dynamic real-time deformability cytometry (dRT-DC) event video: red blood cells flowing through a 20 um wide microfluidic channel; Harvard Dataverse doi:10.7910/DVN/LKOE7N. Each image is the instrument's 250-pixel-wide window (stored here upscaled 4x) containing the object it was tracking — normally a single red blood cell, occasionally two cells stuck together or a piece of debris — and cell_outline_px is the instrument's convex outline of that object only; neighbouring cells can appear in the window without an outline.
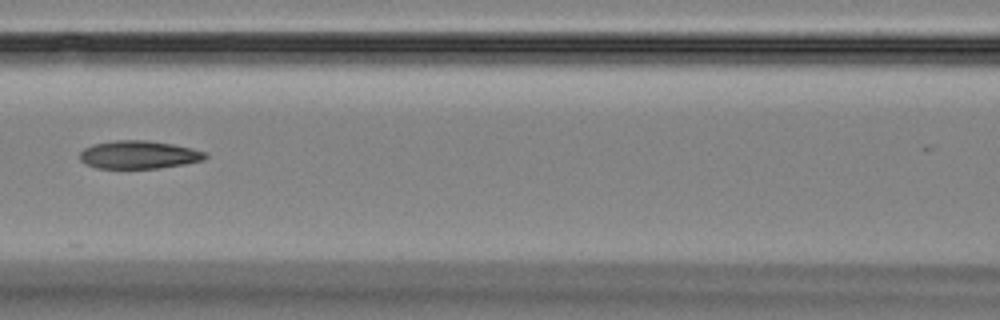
{"species": "Egyptian fruit bat (a non-hibernating species)", "species_latin": "Rousettus aegyptiacus", "temperature_condition": "room temperature", "stored_images_in_passage": 15, "camera_frame_rate_fps": 3000, "um_per_image_px": 0.085, "animal": {"sex": "female"}, "frame": {"image": 1, "passage_image": 7, "time_ms": 8.0, "image_size_px": [1000, 320], "cell_outline_px": [[208, 156], [204, 160], [184, 164], [160, 168], [96, 168], [84, 164], [80, 160], [80, 152], [84, 148], [92, 144], [116, 140], [148, 140], [172, 144], [192, 148], [208, 152]], "centroid_in_image_um": [11.8, 13.15], "position_along_channel_um": 154.8, "area_um2": 20.69}}
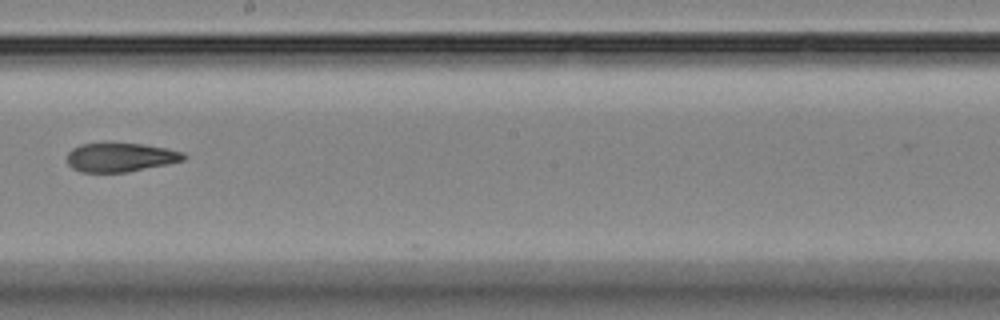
{"frame": {"image": 2, "passage_image": 9, "time_ms": 10.333, "image_size_px": [1000, 320], "cell_outline_px": [[188, 156], [184, 160], [168, 164], [128, 172], [80, 172], [72, 168], [68, 164], [68, 152], [72, 148], [80, 144], [112, 140], [144, 144], [168, 148], [184, 152]], "centroid_in_image_um": [10.24, 13.32], "position_along_channel_um": 238.0, "area_um2": 20.58}}
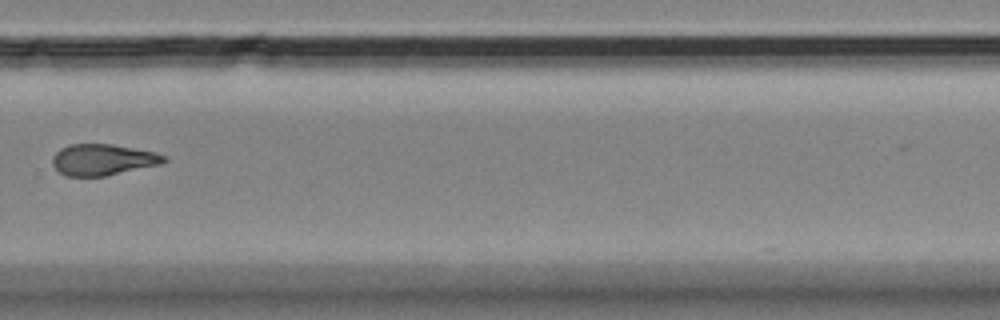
{"frame": {"image": 3, "passage_image": 11, "time_ms": 12.667, "image_size_px": [1000, 320], "cell_outline_px": [[168, 160], [160, 164], [104, 176], [64, 176], [52, 164], [52, 156], [60, 148], [68, 144], [112, 144], [156, 152], [168, 156]], "centroid_in_image_um": [8.74, 13.56], "position_along_channel_um": 321.1, "area_um2": 20.35}, "authors_computed_cell_mechanics": {"area_um2": 21.1548, "velocity_mm_per_s": 3.5875, "shape_relaxation_time_tau1_ms": 10.5428, "shape_relaxation_time_tau2_ms": 2.9799, "deformation_change_tau1": 0.2041, "deformation_change_tau2": 0.1032}}